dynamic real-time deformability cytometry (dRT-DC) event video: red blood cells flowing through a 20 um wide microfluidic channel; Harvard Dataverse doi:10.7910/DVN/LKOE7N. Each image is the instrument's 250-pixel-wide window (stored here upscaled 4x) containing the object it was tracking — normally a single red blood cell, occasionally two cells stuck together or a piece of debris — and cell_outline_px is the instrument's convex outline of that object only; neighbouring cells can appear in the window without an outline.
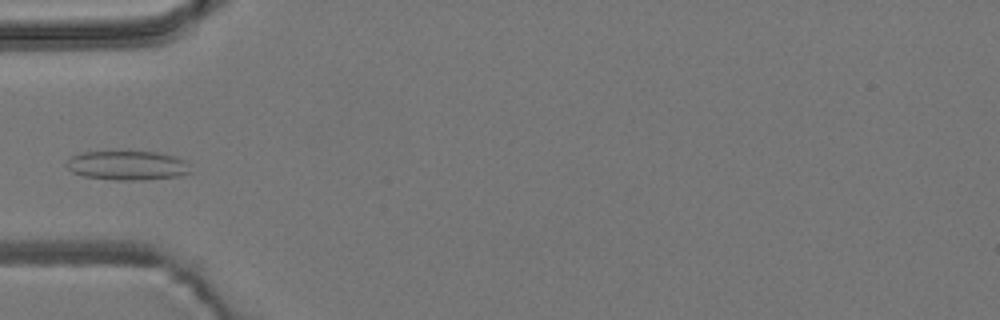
{"species": "common noctule bat (a hibernating species)", "species_latin": "Nyctalus noctula", "temperature_condition": "room temperature", "stored_images_in_passage": 6, "camera_frame_rate_fps": 3000, "um_per_image_px": 0.085, "animal": {"sex": "male", "body_mass_g": 19.2, "forearm_length_mm": 51.8}, "frame": {"image": 1, "passage_image": 6, "time_ms": 5.667, "image_size_px": [1000, 320], "cell_outline_px": [[192, 172], [176, 176], [144, 180], [116, 180], [84, 176], [72, 172], [68, 168], [68, 160], [72, 156], [84, 152], [156, 152], [176, 156], [184, 160], [188, 164]], "centroid_in_image_um": [10.86, 14.07], "position_along_channel_um": 74.1, "area_um2": 20.92}}